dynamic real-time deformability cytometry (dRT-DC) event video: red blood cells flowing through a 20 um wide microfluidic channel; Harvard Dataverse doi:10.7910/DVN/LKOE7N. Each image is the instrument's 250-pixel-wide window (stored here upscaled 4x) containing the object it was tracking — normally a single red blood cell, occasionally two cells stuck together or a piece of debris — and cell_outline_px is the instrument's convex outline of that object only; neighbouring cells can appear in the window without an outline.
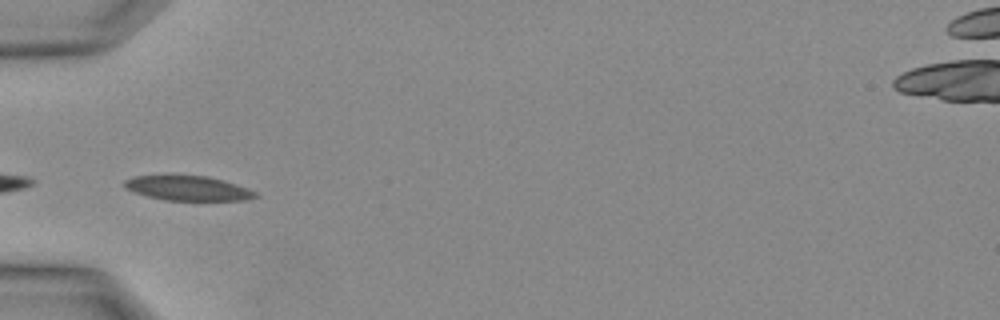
{"species": "Egyptian fruit bat (a non-hibernating species)", "species_latin": "Rousettus aegyptiacus", "temperature_condition": "warm", "stored_images_in_passage": 22, "camera_frame_rate_fps": 3000, "um_per_image_px": 0.085, "animal": {"sex": "female"}, "frame": {"image": 1, "passage_image": 1, "time_ms": 0.0, "image_size_px": [1000, 320], "cell_outline_px": [[260, 196], [244, 200], [164, 200], [148, 196], [124, 188], [124, 180], [136, 176], [168, 172], [208, 176], [224, 180], [248, 188], [256, 192]], "centroid_in_image_um": [15.93, 15.94], "position_along_channel_um": 69.1, "area_um2": 19.65}}